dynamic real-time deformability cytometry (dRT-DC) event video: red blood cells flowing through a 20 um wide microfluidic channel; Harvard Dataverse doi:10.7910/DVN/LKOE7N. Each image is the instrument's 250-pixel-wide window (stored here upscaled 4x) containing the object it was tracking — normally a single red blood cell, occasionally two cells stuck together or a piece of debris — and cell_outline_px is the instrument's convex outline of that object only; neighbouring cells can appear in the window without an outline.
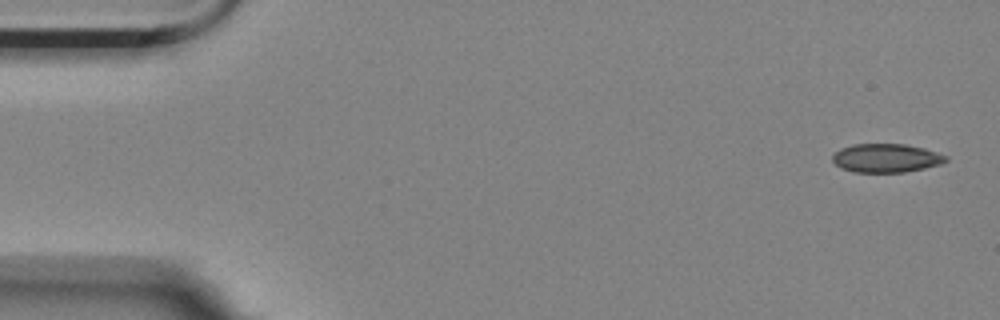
{"species": "Egyptian fruit bat (a non-hibernating species)", "species_latin": "Rousettus aegyptiacus", "temperature_condition": "room temperature", "stored_images_in_passage": 5, "camera_frame_rate_fps": 3000, "um_per_image_px": 0.085, "animal": {"sex": "female"}, "frame": {"image": 1, "passage_image": 1, "time_ms": 0.0, "image_size_px": [1000, 320], "cell_outline_px": [[948, 160], [940, 164], [924, 168], [904, 172], [852, 172], [840, 168], [832, 160], [832, 156], [840, 148], [852, 144], [904, 144], [924, 148], [948, 156]], "centroid_in_image_um": [75.3, 13.43], "position_along_channel_um": 9.7, "area_um2": 18.96}}
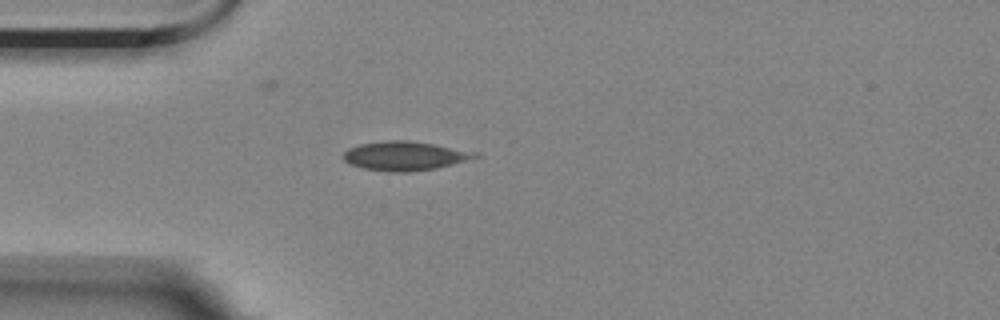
{"frame": {"image": 2, "passage_image": 4, "time_ms": 1.0, "image_size_px": [1000, 320], "cell_outline_px": [[480, 156], [452, 164], [436, 168], [412, 172], [388, 172], [364, 168], [352, 164], [344, 160], [344, 152], [348, 148], [360, 144], [388, 140], [412, 140], [480, 152]], "centroid_in_image_um": [34.45, 13.24], "position_along_channel_um": 50.6, "area_um2": 22.37}}